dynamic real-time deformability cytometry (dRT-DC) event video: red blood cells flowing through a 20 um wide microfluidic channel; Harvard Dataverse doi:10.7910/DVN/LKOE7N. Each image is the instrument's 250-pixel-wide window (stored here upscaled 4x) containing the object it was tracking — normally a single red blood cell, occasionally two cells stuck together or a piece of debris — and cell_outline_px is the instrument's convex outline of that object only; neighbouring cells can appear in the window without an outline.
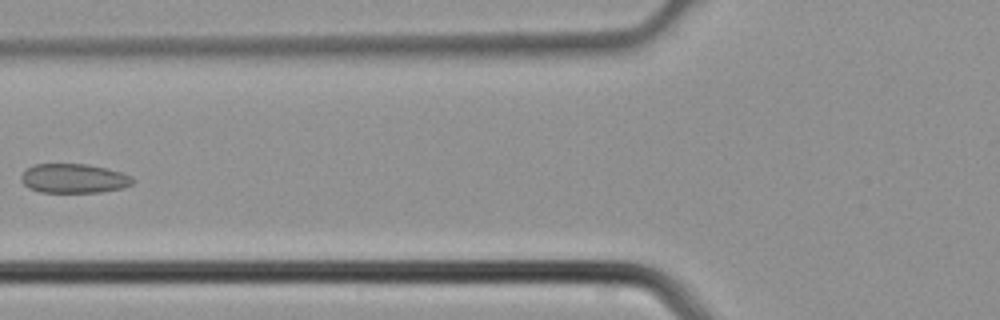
{"species": "common noctule bat (a hibernating species)", "species_latin": "Nyctalus noctula", "temperature_condition": "cold", "stored_images_in_passage": 4, "camera_frame_rate_fps": 3000, "um_per_image_px": 0.085, "animal": {"sex": "male", "body_mass_g": 21.5, "forearm_length_mm": 52.0}, "frame": {"image": 1, "passage_image": 4, "time_ms": 1.0, "image_size_px": [1000, 320], "cell_outline_px": [[136, 180], [132, 184], [124, 188], [100, 192], [40, 192], [28, 188], [20, 180], [20, 176], [32, 164], [88, 164], [108, 168], [132, 176]], "centroid_in_image_um": [6.29, 15.16], "position_along_channel_um": 119.5, "area_um2": 19.25}}